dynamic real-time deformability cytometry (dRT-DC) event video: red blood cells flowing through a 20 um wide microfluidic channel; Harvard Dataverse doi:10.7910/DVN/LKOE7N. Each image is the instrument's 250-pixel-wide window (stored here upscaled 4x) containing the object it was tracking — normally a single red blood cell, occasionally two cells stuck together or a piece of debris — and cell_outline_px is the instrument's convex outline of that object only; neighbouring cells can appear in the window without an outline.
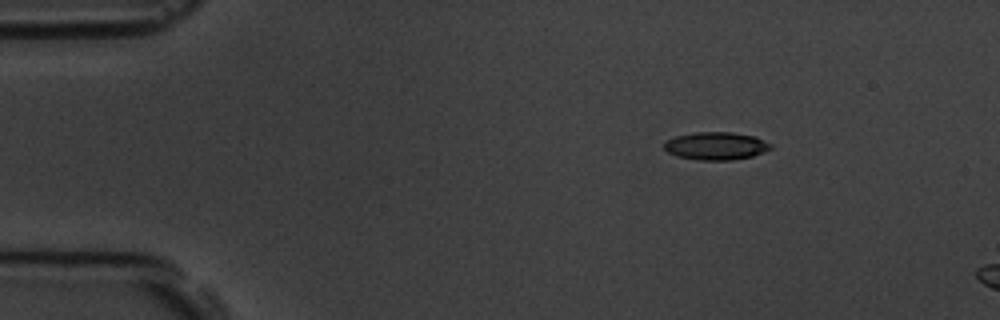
{"species": "common noctule bat (a hibernating species)", "species_latin": "Nyctalus noctula", "temperature_condition": "room temperature", "stored_images_in_passage": 3, "camera_frame_rate_fps": 3000, "um_per_image_px": 0.085, "animal": {"sex": "male", "body_mass_g": 19.5, "forearm_length_mm": 54.6}, "frame": {"image": 1, "passage_image": 1, "time_ms": 0.0, "image_size_px": [1000, 320], "cell_outline_px": [[772, 148], [752, 156], [732, 160], [696, 160], [676, 156], [668, 152], [664, 148], [664, 144], [668, 140], [676, 136], [692, 132], [732, 132], [756, 136], [772, 144]], "centroid_in_image_um": [60.86, 12.4], "position_along_channel_um": 24.1, "area_um2": 17.34}}